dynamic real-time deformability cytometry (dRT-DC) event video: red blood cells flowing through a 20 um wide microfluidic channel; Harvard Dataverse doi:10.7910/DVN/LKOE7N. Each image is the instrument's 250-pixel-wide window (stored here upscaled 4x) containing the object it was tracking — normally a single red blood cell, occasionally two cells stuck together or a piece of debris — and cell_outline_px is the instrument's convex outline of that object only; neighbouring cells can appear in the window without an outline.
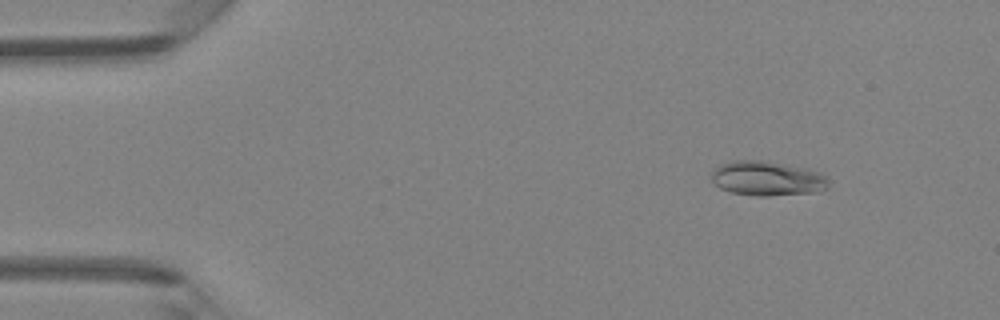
{"species": "Egyptian fruit bat (a non-hibernating species)", "species_latin": "Rousettus aegyptiacus", "temperature_condition": "room temperature", "stored_images_in_passage": 47, "camera_frame_rate_fps": 3000, "um_per_image_px": 0.085, "animal": {"sex": "female"}, "frame": {"image": 1, "passage_image": 6, "time_ms": 1.667, "image_size_px": [1000, 320], "cell_outline_px": [[828, 188], [816, 192], [768, 196], [756, 196], [732, 192], [720, 188], [712, 180], [712, 168], [720, 164], [732, 160], [764, 160], [808, 168], [820, 172], [828, 176]], "centroid_in_image_um": [65.23, 15.15], "position_along_channel_um": 19.8, "area_um2": 23.93}}
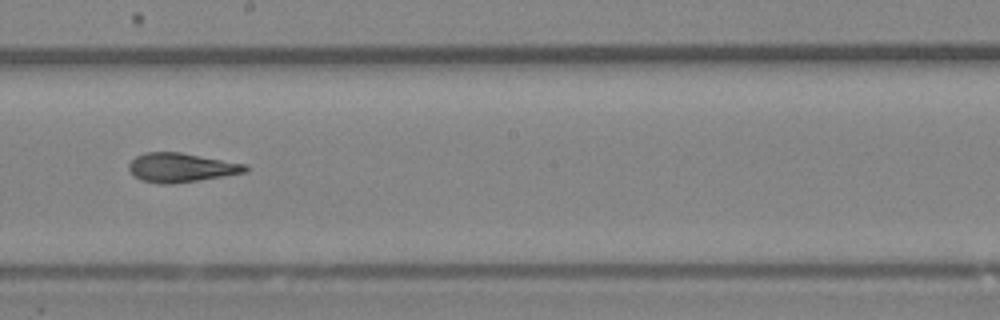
{"frame": {"image": 2, "passage_image": 27, "time_ms": 8.667, "image_size_px": [1000, 320], "cell_outline_px": [[248, 172], [224, 176], [172, 184], [160, 184], [140, 180], [128, 168], [128, 164], [136, 156], [144, 152], [180, 152], [248, 164]], "centroid_in_image_um": [15.42, 14.24], "position_along_channel_um": 232.8, "area_um2": 19.83}}
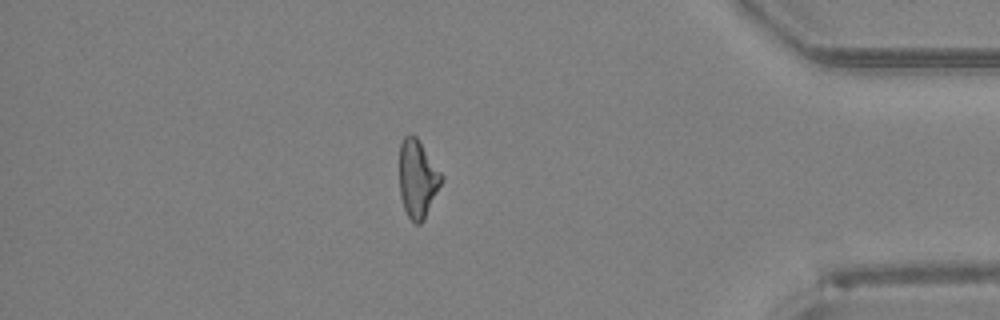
{"frame": {"image": 3, "passage_image": 41, "time_ms": 13.333, "image_size_px": [1000, 320], "cell_outline_px": [[444, 180], [424, 220], [420, 224], [416, 224], [408, 216], [404, 208], [400, 196], [400, 144], [404, 136], [412, 132], [416, 136], [444, 176]], "centroid_in_image_um": [35.51, 15.18], "position_along_channel_um": 399.7, "area_um2": 19.25}, "authors_computed_cell_mechanics": {"area_um2": 19.9988, "velocity_mm_per_s": 4.3459, "shape_relaxation_time_tau1_ms": null, "shape_relaxation_time_tau2_ms": 2.8566, "deformation_change_tau1": null, "deformation_change_tau2": 0.1002}}